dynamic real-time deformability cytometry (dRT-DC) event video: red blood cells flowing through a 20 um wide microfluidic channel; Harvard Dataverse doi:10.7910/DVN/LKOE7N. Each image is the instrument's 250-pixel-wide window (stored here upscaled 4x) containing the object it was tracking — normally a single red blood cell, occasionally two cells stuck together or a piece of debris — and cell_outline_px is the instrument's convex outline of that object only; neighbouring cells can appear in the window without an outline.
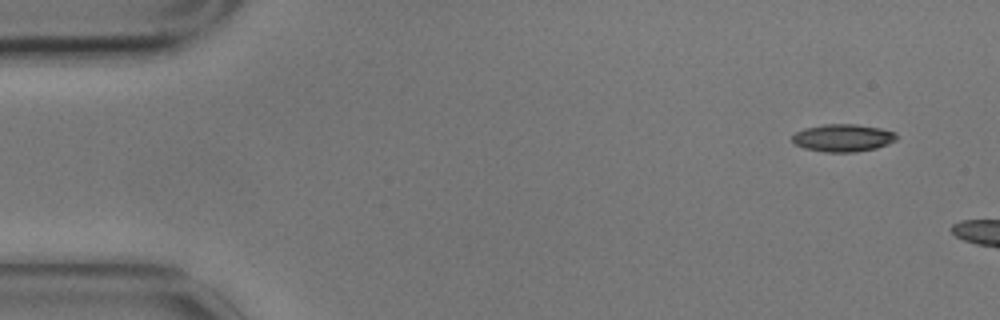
{"species": "common noctule bat (a hibernating species)", "species_latin": "Nyctalus noctula", "temperature_condition": "cold", "stored_images_in_passage": 3, "camera_frame_rate_fps": 3000, "um_per_image_px": 0.085, "animal": {"sex": "male", "body_mass_g": 17.9}, "frame": {"image": 1, "passage_image": 1, "time_ms": 0.0, "image_size_px": [1000, 320], "cell_outline_px": [[900, 136], [896, 140], [888, 144], [876, 148], [856, 152], [824, 152], [804, 148], [796, 144], [792, 140], [792, 136], [796, 132], [804, 128], [824, 124], [856, 124], [880, 128], [896, 132]], "centroid_in_image_um": [71.68, 11.72], "position_along_channel_um": 13.3, "area_um2": 16.88}}